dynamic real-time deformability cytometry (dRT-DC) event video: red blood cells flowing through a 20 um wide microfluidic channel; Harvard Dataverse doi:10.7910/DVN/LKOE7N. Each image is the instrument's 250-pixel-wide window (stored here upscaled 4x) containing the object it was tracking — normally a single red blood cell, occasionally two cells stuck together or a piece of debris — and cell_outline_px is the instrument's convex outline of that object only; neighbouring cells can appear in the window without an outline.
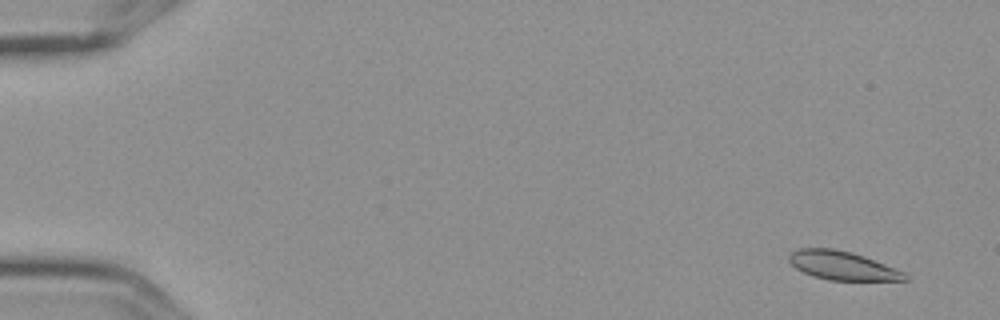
{"species": "Egyptian fruit bat (a non-hibernating species)", "species_latin": "Rousettus aegyptiacus", "temperature_condition": "cold", "stored_images_in_passage": 5, "camera_frame_rate_fps": 3000, "um_per_image_px": 0.085, "frame": {"image": 1, "passage_image": 1, "time_ms": 0.0, "image_size_px": [1000, 320], "cell_outline_px": [[908, 280], [828, 280], [812, 276], [796, 268], [788, 260], [788, 256], [792, 252], [800, 248], [832, 248], [852, 252], [864, 256], [904, 272], [908, 276]], "centroid_in_image_um": [71.58, 22.57], "position_along_channel_um": 13.4, "area_um2": 19.19}}
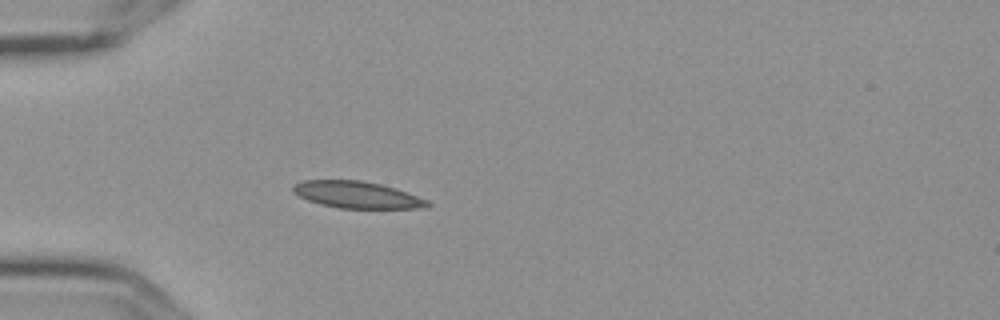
{"frame": {"image": 2, "passage_image": 5, "time_ms": 1.333, "image_size_px": [1000, 320], "cell_outline_px": [[432, 204], [424, 208], [340, 208], [320, 204], [308, 200], [292, 192], [292, 188], [296, 184], [304, 180], [360, 180], [380, 184], [396, 188], [428, 200]], "centroid_in_image_um": [30.36, 16.56], "position_along_channel_um": 54.6, "area_um2": 20.87}}